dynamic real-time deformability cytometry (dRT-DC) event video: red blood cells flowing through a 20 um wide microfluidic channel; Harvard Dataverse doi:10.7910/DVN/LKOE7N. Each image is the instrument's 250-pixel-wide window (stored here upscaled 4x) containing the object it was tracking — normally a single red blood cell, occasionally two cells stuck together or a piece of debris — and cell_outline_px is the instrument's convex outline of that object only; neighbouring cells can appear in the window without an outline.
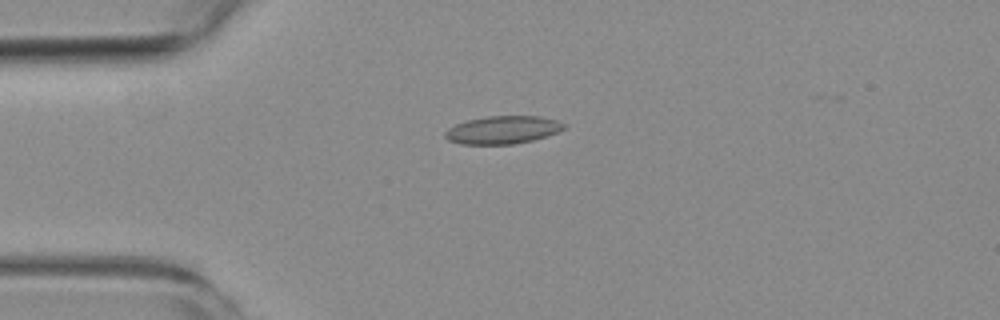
{"species": "common noctule bat (a hibernating species)", "species_latin": "Nyctalus noctula", "temperature_condition": "room temperature", "stored_images_in_passage": 5, "camera_frame_rate_fps": 3000, "um_per_image_px": 0.085, "animal": {"sex": "female", "body_mass_g": 19.3, "forearm_length_mm": 54.1}, "frame": {"image": 1, "passage_image": 4, "time_ms": 4.333, "image_size_px": [1000, 320], "cell_outline_px": [[568, 128], [532, 140], [512, 144], [460, 144], [448, 140], [444, 136], [444, 132], [448, 128], [456, 124], [468, 120], [488, 116], [540, 116], [556, 120], [564, 124]], "centroid_in_image_um": [42.71, 11.04], "position_along_channel_um": 42.3, "area_um2": 19.19}}